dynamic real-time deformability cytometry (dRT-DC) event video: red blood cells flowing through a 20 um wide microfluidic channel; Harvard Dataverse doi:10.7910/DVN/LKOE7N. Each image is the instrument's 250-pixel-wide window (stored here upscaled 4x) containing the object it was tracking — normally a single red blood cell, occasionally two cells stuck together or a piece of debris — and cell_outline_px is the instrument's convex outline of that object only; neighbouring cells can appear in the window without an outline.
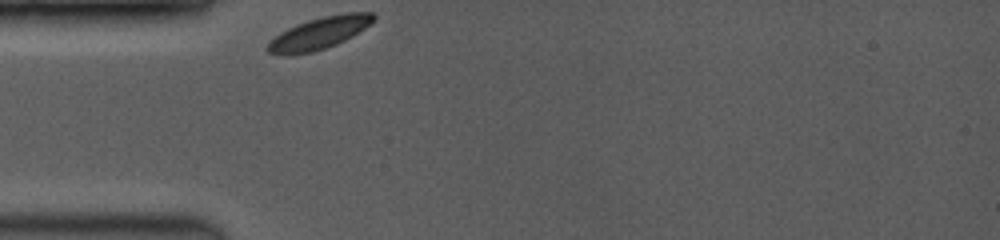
{"species": "common noctule bat (a hibernating species)", "species_latin": "Nyctalus noctula", "temperature_condition": "room temperature", "stored_images_in_passage": 42, "camera_frame_rate_fps": 3500, "um_per_image_px": 0.085, "animal": {"sex": "female", "body_mass_g": 19.0, "forearm_length_mm": 53.3}, "frame": {"image": 1, "passage_image": 1, "time_ms": 0.0, "image_size_px": [1000, 240], "cell_outline_px": [[376, 20], [352, 36], [336, 44], [312, 52], [284, 56], [280, 56], [268, 52], [264, 48], [280, 32], [296, 24], [308, 20], [324, 16], [344, 12], [372, 12], [376, 16]], "centroid_in_image_um": [27.13, 2.82], "position_along_channel_um": 57.9, "area_um2": 19.77}}
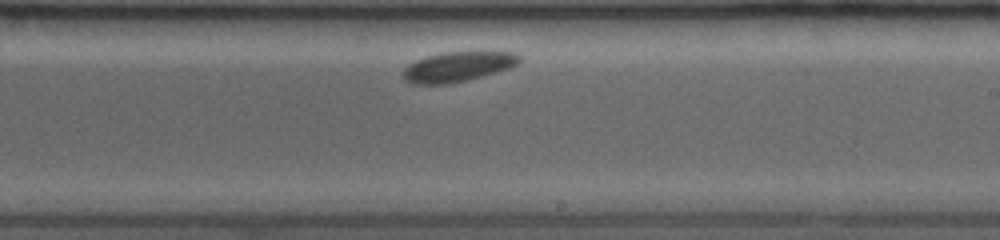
{"frame": {"image": 2, "passage_image": 22, "time_ms": 5.429, "image_size_px": [1000, 240], "cell_outline_px": [[520, 60], [516, 64], [508, 68], [468, 80], [448, 84], [412, 84], [404, 80], [404, 68], [408, 64], [416, 60], [440, 52], [516, 52], [520, 56]], "centroid_in_image_um": [38.88, 5.67], "position_along_channel_um": 250.1, "area_um2": 20.11}}
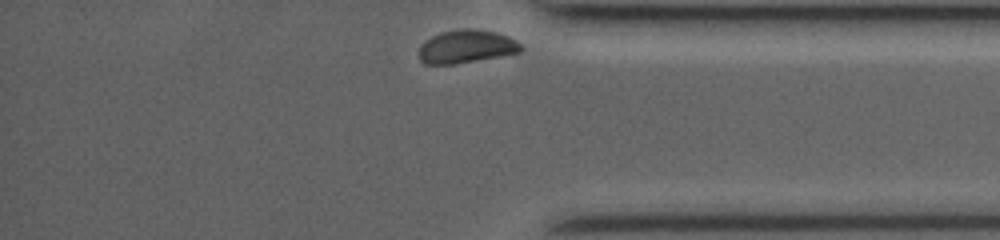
{"frame": {"image": 3, "passage_image": 41, "time_ms": 9.429, "image_size_px": [1000, 240], "cell_outline_px": [[524, 48], [520, 52], [456, 64], [424, 64], [420, 60], [420, 44], [432, 36], [440, 32], [460, 28], [468, 28], [496, 32], [508, 36], [516, 40]], "centroid_in_image_um": [39.63, 3.95], "position_along_channel_um": 395.6, "area_um2": 19.71}, "authors_computed_cell_mechanics": {"area_um2": 19.9121, "velocity_mm_per_s": 3.6399, "shape_relaxation_time_tau1_ms": 0.6337, "shape_relaxation_time_tau2_ms": null, "deformation_change_tau1": 0.0378, "deformation_change_tau2": null}}